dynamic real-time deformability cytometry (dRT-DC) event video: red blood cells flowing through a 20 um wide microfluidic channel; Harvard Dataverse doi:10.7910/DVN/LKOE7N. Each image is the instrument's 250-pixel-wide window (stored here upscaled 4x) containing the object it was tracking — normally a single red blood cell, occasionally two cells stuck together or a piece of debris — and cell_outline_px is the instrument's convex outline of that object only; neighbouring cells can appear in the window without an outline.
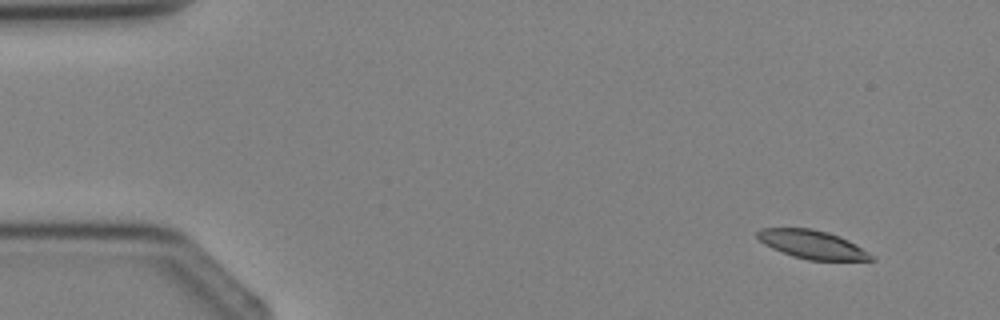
{"species": "Egyptian fruit bat (a non-hibernating species)", "species_latin": "Rousettus aegyptiacus", "temperature_condition": "cold", "stored_images_in_passage": 3, "camera_frame_rate_fps": 3000, "um_per_image_px": 0.085, "animal": {"sex": "female"}, "frame": {"image": 1, "passage_image": 1, "time_ms": 0.0, "image_size_px": [1000, 320], "cell_outline_px": [[876, 260], [808, 260], [792, 256], [772, 248], [764, 244], [756, 236], [756, 232], [760, 228], [812, 228], [828, 232], [848, 240], [856, 244], [876, 256]], "centroid_in_image_um": [69.06, 20.78], "position_along_channel_um": 15.9, "area_um2": 18.96}}
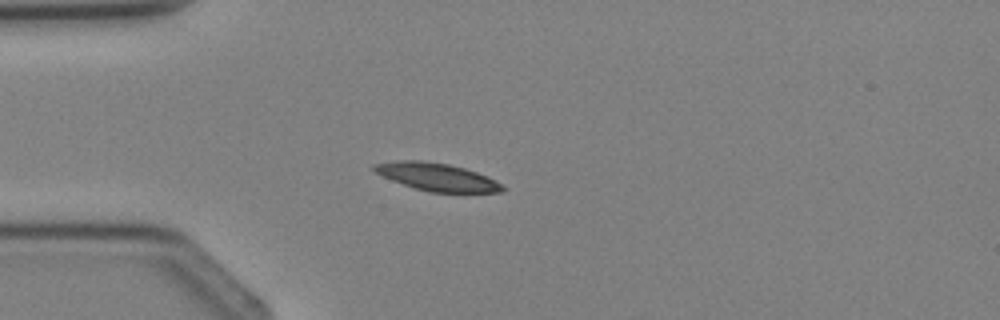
{"frame": {"image": 2, "passage_image": 3, "time_ms": 2.333, "image_size_px": [1000, 320], "cell_outline_px": [[504, 192], [428, 192], [392, 180], [376, 172], [372, 168], [372, 164], [396, 160], [424, 160], [448, 164], [464, 168], [488, 176], [500, 184], [504, 188]], "centroid_in_image_um": [37.12, 15.02], "position_along_channel_um": 47.9, "area_um2": 20.52}}